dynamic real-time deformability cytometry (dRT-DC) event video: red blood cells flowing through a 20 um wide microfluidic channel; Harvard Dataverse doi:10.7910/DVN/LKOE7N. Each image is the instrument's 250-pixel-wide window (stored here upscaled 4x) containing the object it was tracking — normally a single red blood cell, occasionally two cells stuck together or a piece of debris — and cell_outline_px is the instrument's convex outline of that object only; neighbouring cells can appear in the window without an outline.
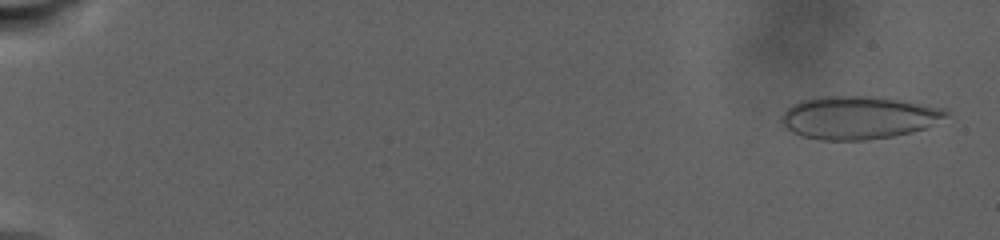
{"species": "human", "species_latin": "Homo sapiens", "temperature_condition": "warm", "stored_images_in_passage": 33, "camera_frame_rate_fps": 3000, "um_per_image_px": 0.085, "donor": {"sex": "male"}, "frame": {"image": 1, "passage_image": 3, "time_ms": 0.667, "image_size_px": [1000, 240], "cell_outline_px": [[948, 116], [924, 128], [912, 132], [892, 136], [868, 140], [820, 140], [800, 136], [792, 132], [780, 120], [780, 116], [792, 104], [800, 100], [816, 96], [876, 96], [928, 104], [948, 108]], "centroid_in_image_um": [72.98, 9.98], "position_along_channel_um": 12.0, "area_um2": 41.62}}
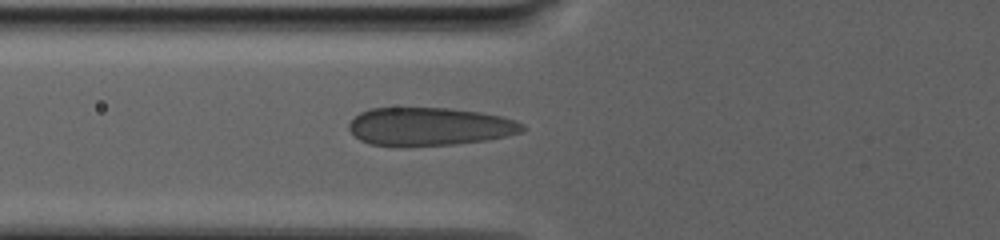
{"frame": {"image": 2, "passage_image": 26, "time_ms": 12.0, "image_size_px": [1000, 240], "cell_outline_px": [[528, 128], [524, 132], [508, 136], [488, 140], [456, 144], [404, 148], [396, 148], [368, 144], [360, 140], [348, 128], [348, 124], [360, 112], [368, 108], [448, 108], [480, 112], [500, 116], [516, 120], [524, 124]], "centroid_in_image_um": [36.52, 10.79], "position_along_channel_um": 89.3, "area_um2": 39.54}}
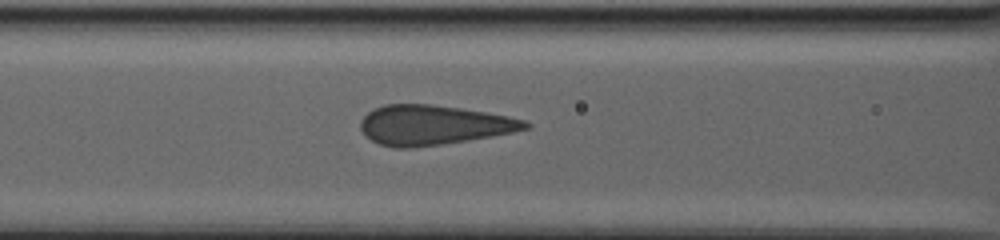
{"frame": {"image": 3, "passage_image": 30, "time_ms": 13.667, "image_size_px": [1000, 240], "cell_outline_px": [[532, 124], [528, 128], [512, 132], [492, 136], [440, 144], [412, 148], [396, 148], [380, 144], [372, 140], [360, 128], [360, 120], [372, 108], [384, 104], [432, 104], [460, 108], [508, 116], [524, 120]], "centroid_in_image_um": [36.81, 10.62], "position_along_channel_um": 129.8, "area_um2": 37.86}}